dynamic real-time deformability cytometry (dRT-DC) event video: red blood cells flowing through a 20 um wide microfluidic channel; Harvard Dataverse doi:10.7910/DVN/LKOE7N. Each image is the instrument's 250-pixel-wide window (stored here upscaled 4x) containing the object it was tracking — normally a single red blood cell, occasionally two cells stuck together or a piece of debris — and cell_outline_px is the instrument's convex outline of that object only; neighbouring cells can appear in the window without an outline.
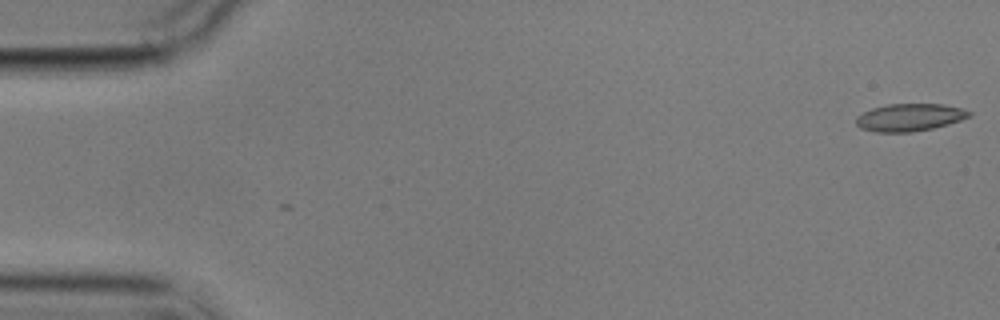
{"species": "common noctule bat (a hibernating species)", "species_latin": "Nyctalus noctula", "temperature_condition": "cold", "stored_images_in_passage": 10, "camera_frame_rate_fps": 3000, "um_per_image_px": 0.085, "animal": {"sex": "male", "body_mass_g": 17.9}, "frame": {"image": 1, "passage_image": 1, "time_ms": 0.0, "image_size_px": [1000, 320], "cell_outline_px": [[972, 116], [948, 124], [932, 128], [912, 132], [876, 132], [860, 128], [856, 124], [856, 116], [872, 108], [888, 104], [944, 104], [960, 108], [972, 112]], "centroid_in_image_um": [77.31, 9.97], "position_along_channel_um": 7.7, "area_um2": 18.09}}
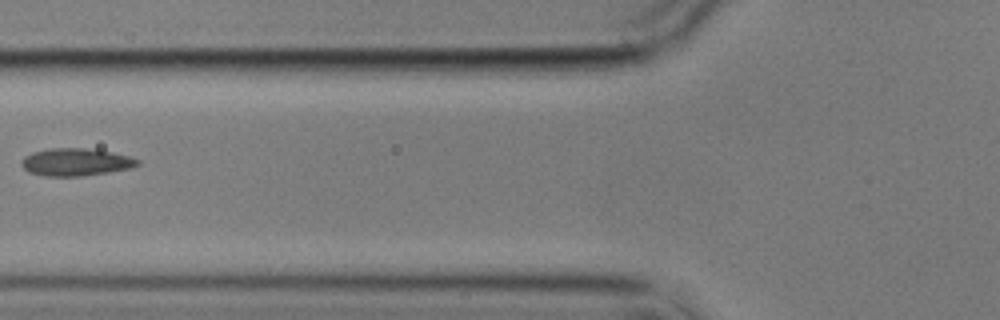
{"frame": {"image": 2, "passage_image": 6, "time_ms": 7.0, "image_size_px": [1000, 320], "cell_outline_px": [[140, 164], [128, 168], [108, 172], [80, 176], [44, 176], [28, 172], [20, 164], [24, 156], [32, 152], [48, 148], [84, 148], [112, 152], [128, 156], [140, 160]], "centroid_in_image_um": [6.4, 13.77], "position_along_channel_um": 119.4, "area_um2": 18.55}}
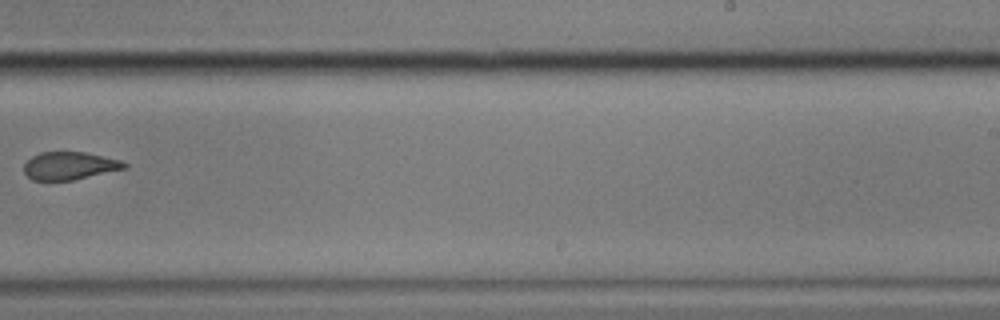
{"frame": {"image": 3, "passage_image": 10, "time_ms": 11.667, "image_size_px": [1000, 320], "cell_outline_px": [[128, 168], [72, 180], [32, 180], [24, 172], [24, 164], [32, 156], [40, 152], [84, 152], [104, 156], [120, 160], [128, 164]], "centroid_in_image_um": [5.93, 14.09], "position_along_channel_um": 283.1, "area_um2": 16.24}}